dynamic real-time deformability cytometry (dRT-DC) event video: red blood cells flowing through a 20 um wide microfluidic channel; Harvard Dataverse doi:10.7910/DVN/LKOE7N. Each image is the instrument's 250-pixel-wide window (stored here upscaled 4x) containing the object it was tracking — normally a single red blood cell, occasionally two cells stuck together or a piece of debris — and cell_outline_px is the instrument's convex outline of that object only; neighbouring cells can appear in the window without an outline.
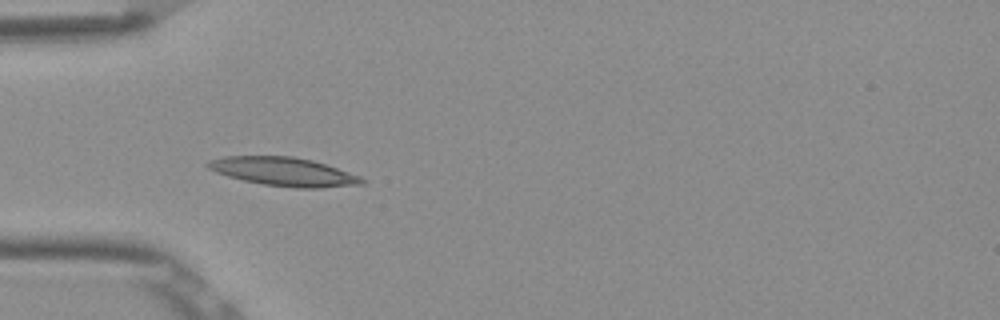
{"species": "Egyptian fruit bat (a non-hibernating species)", "species_latin": "Rousettus aegyptiacus", "temperature_condition": "room temperature", "stored_images_in_passage": 5, "camera_frame_rate_fps": 3000, "um_per_image_px": 0.085, "frame": {"image": 1, "passage_image": 4, "time_ms": 1.0, "image_size_px": [1000, 320], "cell_outline_px": [[368, 180], [364, 184], [320, 188], [296, 188], [264, 184], [244, 180], [228, 176], [216, 172], [208, 168], [204, 164], [208, 160], [224, 156], [292, 156], [312, 160], [360, 176]], "centroid_in_image_um": [24.11, 14.59], "position_along_channel_um": 60.9, "area_um2": 25.61}}
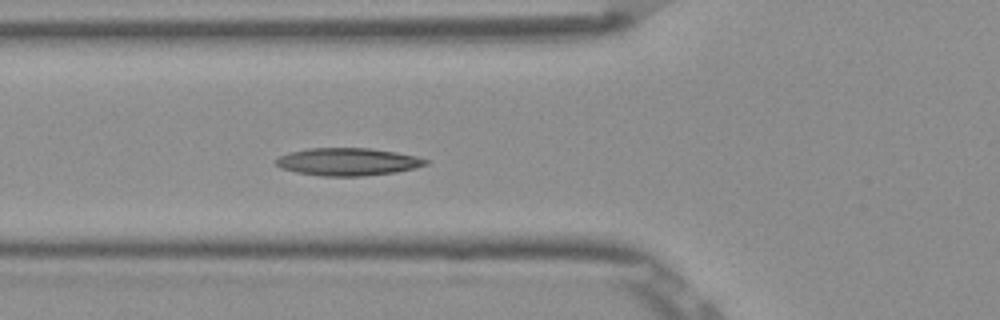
{"frame": {"image": 2, "passage_image": 5, "time_ms": 1.333, "image_size_px": [1000, 320], "cell_outline_px": [[428, 164], [416, 168], [396, 172], [360, 176], [320, 176], [296, 172], [280, 168], [272, 160], [288, 152], [308, 148], [368, 148], [396, 152], [416, 156], [428, 160]], "centroid_in_image_um": [29.53, 13.75], "position_along_channel_um": 96.3, "area_um2": 24.22}}